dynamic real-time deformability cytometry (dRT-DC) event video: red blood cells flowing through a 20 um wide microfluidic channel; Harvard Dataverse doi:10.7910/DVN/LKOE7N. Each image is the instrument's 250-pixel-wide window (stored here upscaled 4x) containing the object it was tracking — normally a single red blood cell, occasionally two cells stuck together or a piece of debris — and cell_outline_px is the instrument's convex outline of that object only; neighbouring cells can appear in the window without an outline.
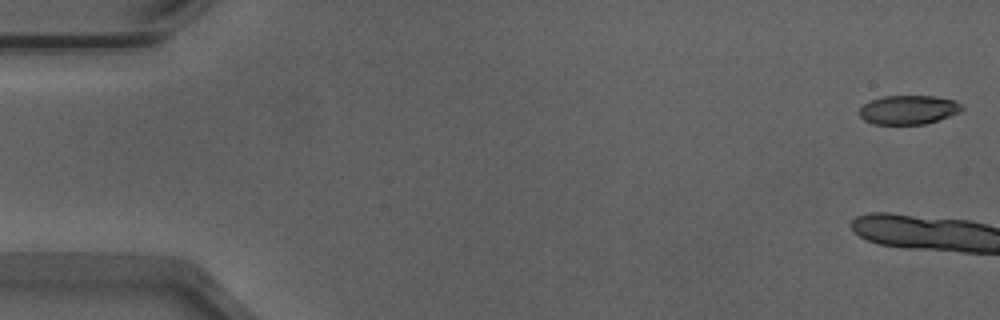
{"species": "Egyptian fruit bat (a non-hibernating species)", "species_latin": "Rousettus aegyptiacus", "temperature_condition": "warm", "stored_images_in_passage": 6, "camera_frame_rate_fps": 3000, "um_per_image_px": 0.085, "animal": {"sex": "male"}, "frame": {"image": 1, "passage_image": 1, "time_ms": 0.0, "image_size_px": [1000, 320], "cell_outline_px": [[964, 108], [960, 112], [924, 124], [872, 124], [864, 120], [860, 116], [860, 108], [864, 104], [872, 100], [884, 96], [932, 96], [952, 100], [960, 104]], "centroid_in_image_um": [77.19, 9.33], "position_along_channel_um": 7.8, "area_um2": 17.05}}